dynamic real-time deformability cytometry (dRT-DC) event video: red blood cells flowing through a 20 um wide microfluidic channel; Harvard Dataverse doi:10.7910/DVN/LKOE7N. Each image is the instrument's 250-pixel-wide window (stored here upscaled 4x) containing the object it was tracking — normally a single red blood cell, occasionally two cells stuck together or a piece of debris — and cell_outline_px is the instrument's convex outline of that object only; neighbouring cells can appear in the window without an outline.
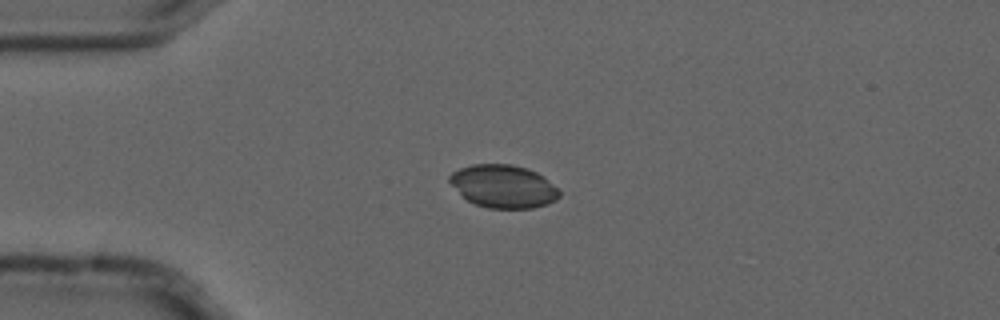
{"species": "common noctule bat (a hibernating species)", "species_latin": "Nyctalus noctula", "temperature_condition": "cold", "stored_images_in_passage": 3, "camera_frame_rate_fps": 3000, "um_per_image_px": 0.085, "animal": {"sex": "male", "forearm_length_mm": 52.5}, "frame": {"image": 1, "passage_image": 2, "time_ms": 0.333, "image_size_px": [1000, 320], "cell_outline_px": [[560, 196], [556, 200], [548, 204], [532, 208], [488, 208], [476, 204], [468, 200], [448, 180], [448, 176], [452, 172], [460, 168], [472, 164], [512, 164], [528, 168], [544, 176], [560, 192]], "centroid_in_image_um": [42.81, 15.83], "position_along_channel_um": 42.2, "area_um2": 27.34}}